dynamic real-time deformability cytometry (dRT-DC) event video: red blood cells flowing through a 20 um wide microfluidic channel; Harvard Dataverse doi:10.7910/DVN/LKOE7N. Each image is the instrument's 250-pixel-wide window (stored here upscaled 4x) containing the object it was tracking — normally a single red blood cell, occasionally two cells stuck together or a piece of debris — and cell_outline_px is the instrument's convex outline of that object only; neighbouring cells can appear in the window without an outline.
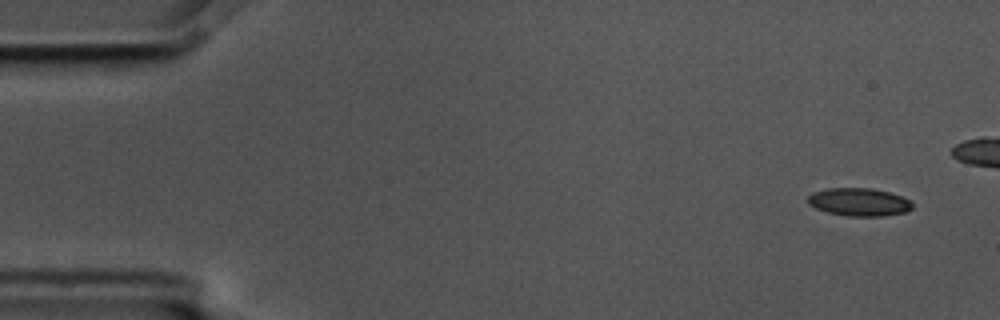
{"species": "common noctule bat (a hibernating species)", "species_latin": "Nyctalus noctula", "temperature_condition": "cold", "stored_images_in_passage": 10, "camera_frame_rate_fps": 3000, "um_per_image_px": 0.085, "animal": {"sex": "male", "body_mass_g": 17.5, "forearm_length_mm": 52.3}, "frame": {"image": 1, "passage_image": 1, "time_ms": 0.0, "image_size_px": [1000, 320], "cell_outline_px": [[912, 208], [904, 212], [884, 216], [848, 216], [828, 212], [816, 208], [808, 204], [808, 196], [812, 192], [828, 188], [872, 188], [888, 192], [900, 196], [908, 200], [912, 204]], "centroid_in_image_um": [72.99, 17.17], "position_along_channel_um": 12.0, "area_um2": 16.88}}